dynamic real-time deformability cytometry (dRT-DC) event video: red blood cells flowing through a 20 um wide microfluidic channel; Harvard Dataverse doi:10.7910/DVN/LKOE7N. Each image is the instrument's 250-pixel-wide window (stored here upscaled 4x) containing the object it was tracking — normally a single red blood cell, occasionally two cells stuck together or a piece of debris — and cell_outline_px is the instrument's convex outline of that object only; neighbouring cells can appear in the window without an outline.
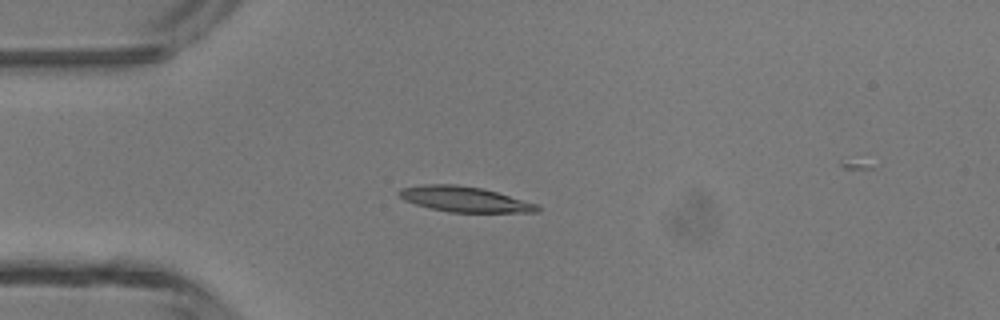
{"species": "common noctule bat (a hibernating species)", "species_latin": "Nyctalus noctula", "temperature_condition": "room temperature", "stored_images_in_passage": 33, "camera_frame_rate_fps": 3000, "um_per_image_px": 0.085, "animal": {"sex": "male", "body_mass_g": 13.3}, "frame": {"image": 1, "passage_image": 1, "time_ms": 0.0, "image_size_px": [1000, 320], "cell_outline_px": [[540, 208], [536, 212], [448, 212], [416, 204], [404, 200], [396, 192], [400, 188], [424, 184], [456, 184], [484, 188], [536, 204]], "centroid_in_image_um": [39.44, 16.92], "position_along_channel_um": 45.6, "area_um2": 20.29}}
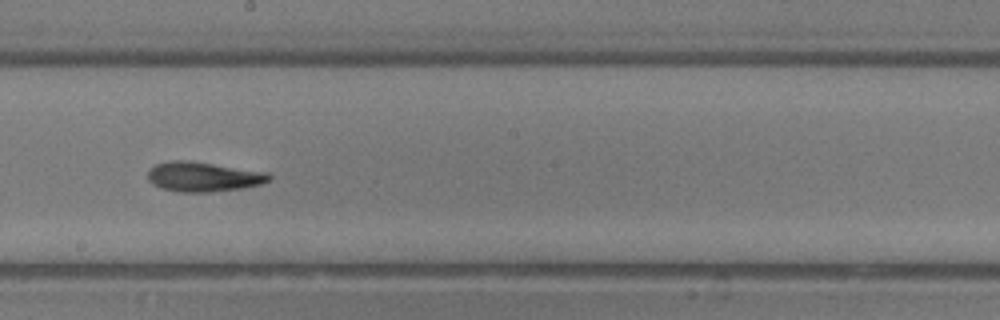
{"frame": {"image": 2, "passage_image": 15, "time_ms": 4.667, "image_size_px": [1000, 320], "cell_outline_px": [[272, 180], [260, 184], [244, 188], [212, 192], [180, 192], [160, 188], [152, 184], [148, 180], [148, 172], [156, 164], [172, 160], [192, 160], [268, 172], [272, 176]], "centroid_in_image_um": [17.32, 15.02], "position_along_channel_um": 230.9, "area_um2": 21.33}}
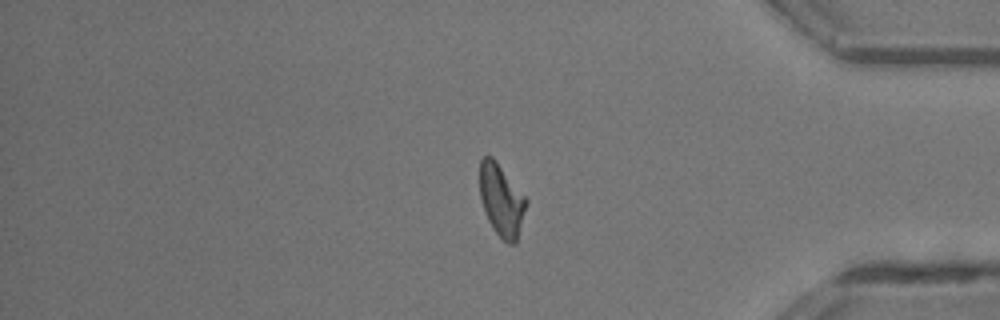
{"frame": {"image": 3, "passage_image": 28, "time_ms": 9.0, "image_size_px": [1000, 320], "cell_outline_px": [[528, 204], [516, 244], [508, 244], [496, 232], [488, 220], [480, 196], [480, 160], [484, 156], [492, 156], [496, 160], [528, 200]], "centroid_in_image_um": [42.65, 17.02], "position_along_channel_um": 392.6, "area_um2": 19.48}}